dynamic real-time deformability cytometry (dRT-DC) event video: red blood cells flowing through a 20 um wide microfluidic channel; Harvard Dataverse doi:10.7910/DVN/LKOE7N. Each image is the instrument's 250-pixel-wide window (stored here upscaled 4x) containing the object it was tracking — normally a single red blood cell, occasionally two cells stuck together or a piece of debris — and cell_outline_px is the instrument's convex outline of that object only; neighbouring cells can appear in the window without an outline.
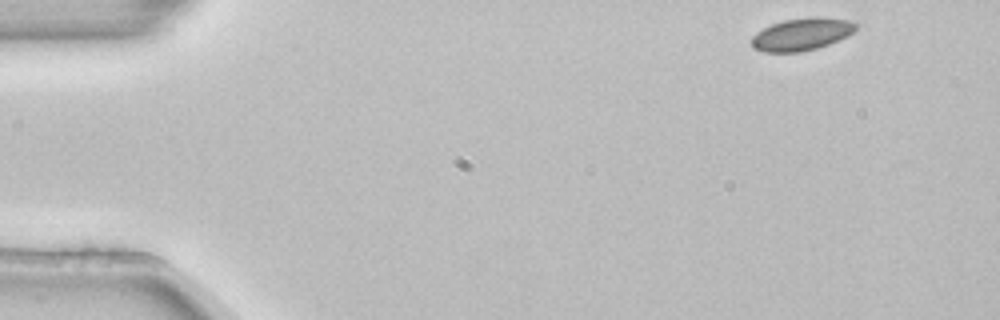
{"species": "common noctule bat (a hibernating species)", "species_latin": "Nyctalus noctula", "temperature_condition": "room temperature", "stored_images_in_passage": 3, "camera_frame_rate_fps": 3000, "um_per_image_px": 0.085, "animal": {"sex": "female", "body_mass_g": 22.7, "forearm_length_mm": 54.2}, "frame": {"image": 1, "passage_image": 1, "time_ms": 0.0, "image_size_px": [1000, 320], "cell_outline_px": [[856, 28], [848, 36], [840, 40], [816, 48], [800, 52], [764, 52], [752, 48], [752, 36], [756, 32], [772, 24], [784, 20], [816, 16], [848, 20], [856, 24]], "centroid_in_image_um": [68.13, 2.91], "position_along_channel_um": 16.9, "area_um2": 19.59}}
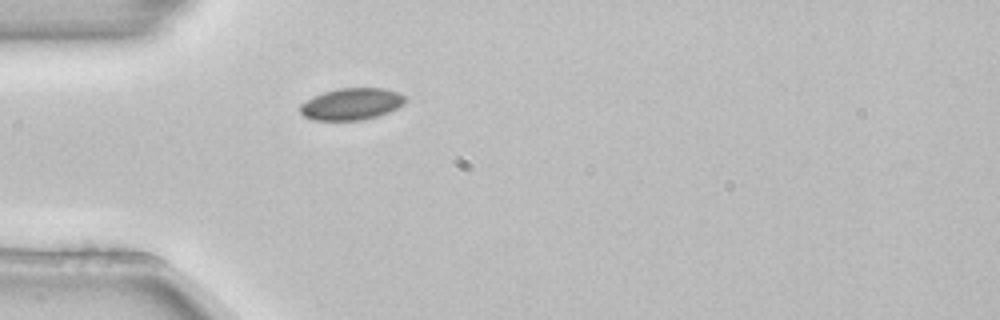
{"frame": {"image": 2, "passage_image": 3, "time_ms": 0.667, "image_size_px": [1000, 320], "cell_outline_px": [[408, 100], [404, 104], [388, 112], [376, 116], [360, 120], [312, 120], [304, 116], [300, 112], [300, 104], [312, 96], [324, 92], [340, 88], [384, 88], [400, 92]], "centroid_in_image_um": [29.88, 8.83], "position_along_channel_um": 55.1, "area_um2": 19.54}}